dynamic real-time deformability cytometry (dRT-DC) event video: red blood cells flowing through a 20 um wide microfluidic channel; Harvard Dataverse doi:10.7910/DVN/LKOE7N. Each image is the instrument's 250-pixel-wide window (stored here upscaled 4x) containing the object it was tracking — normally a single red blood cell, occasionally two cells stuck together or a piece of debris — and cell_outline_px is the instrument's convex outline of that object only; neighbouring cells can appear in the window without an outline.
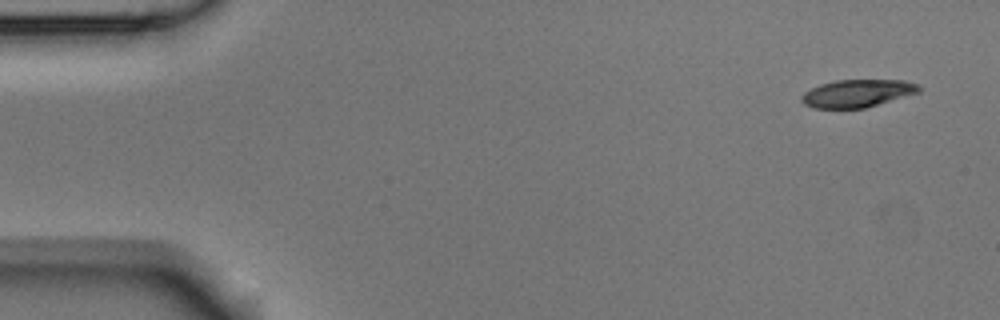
{"species": "Egyptian fruit bat (a non-hibernating species)", "species_latin": "Rousettus aegyptiacus", "temperature_condition": "room temperature", "stored_images_in_passage": 4, "camera_frame_rate_fps": 3000, "um_per_image_px": 0.085, "animal": {"sex": "male"}, "frame": {"image": 1, "passage_image": 1, "time_ms": 0.0, "image_size_px": [1000, 320], "cell_outline_px": [[920, 92], [864, 108], [812, 108], [804, 104], [800, 100], [800, 96], [804, 92], [820, 84], [836, 80], [904, 80], [920, 84]], "centroid_in_image_um": [72.86, 7.93], "position_along_channel_um": 12.1, "area_um2": 18.96}}
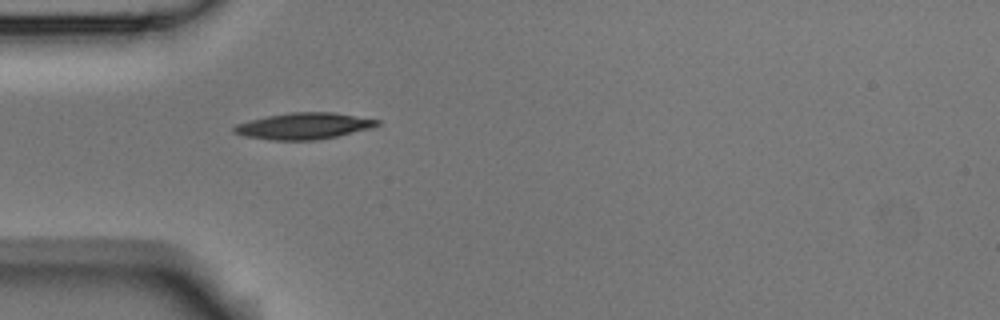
{"frame": {"image": 2, "passage_image": 4, "time_ms": 1.0, "image_size_px": [1000, 320], "cell_outline_px": [[380, 124], [372, 128], [336, 136], [316, 140], [272, 140], [244, 136], [232, 132], [232, 128], [236, 124], [268, 116], [292, 112], [332, 112], [380, 120]], "centroid_in_image_um": [25.82, 10.71], "position_along_channel_um": 59.2, "area_um2": 21.85}}